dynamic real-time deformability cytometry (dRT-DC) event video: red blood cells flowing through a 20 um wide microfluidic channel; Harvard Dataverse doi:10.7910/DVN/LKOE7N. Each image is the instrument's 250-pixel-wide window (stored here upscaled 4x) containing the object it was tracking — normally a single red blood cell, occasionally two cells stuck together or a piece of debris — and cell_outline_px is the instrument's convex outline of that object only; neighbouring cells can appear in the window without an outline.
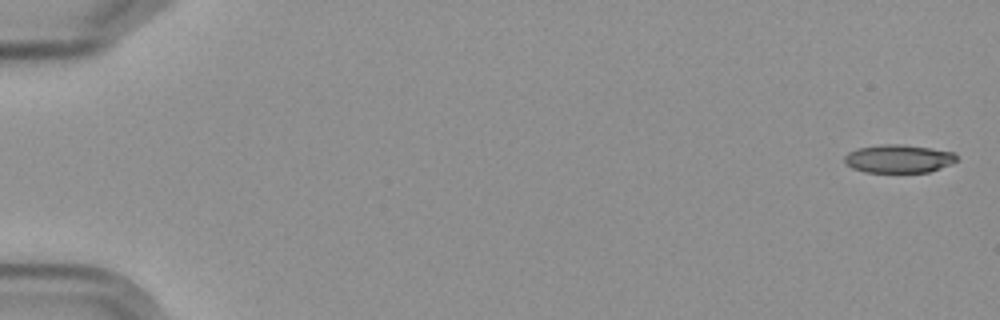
{"species": "Egyptian fruit bat (a non-hibernating species)", "species_latin": "Rousettus aegyptiacus", "temperature_condition": "cold", "stored_images_in_passage": 5, "camera_frame_rate_fps": 3000, "um_per_image_px": 0.085, "frame": {"image": 1, "passage_image": 1, "time_ms": 0.0, "image_size_px": [1000, 320], "cell_outline_px": [[956, 160], [948, 164], [928, 172], [864, 172], [852, 168], [844, 164], [844, 156], [848, 152], [856, 148], [884, 144], [900, 144], [956, 152]], "centroid_in_image_um": [76.3, 13.49], "position_along_channel_um": 8.7, "area_um2": 18.32}}
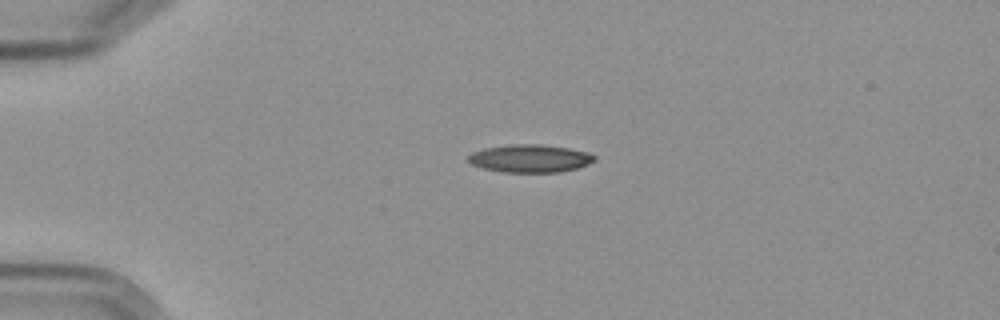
{"frame": {"image": 2, "passage_image": 4, "time_ms": 4.333, "image_size_px": [1000, 320], "cell_outline_px": [[596, 160], [588, 164], [576, 168], [560, 172], [504, 172], [484, 168], [472, 164], [468, 160], [468, 156], [472, 152], [484, 148], [516, 144], [540, 144], [568, 148], [588, 152], [596, 156]], "centroid_in_image_um": [45.08, 13.46], "position_along_channel_um": 39.9, "area_um2": 20.35}}